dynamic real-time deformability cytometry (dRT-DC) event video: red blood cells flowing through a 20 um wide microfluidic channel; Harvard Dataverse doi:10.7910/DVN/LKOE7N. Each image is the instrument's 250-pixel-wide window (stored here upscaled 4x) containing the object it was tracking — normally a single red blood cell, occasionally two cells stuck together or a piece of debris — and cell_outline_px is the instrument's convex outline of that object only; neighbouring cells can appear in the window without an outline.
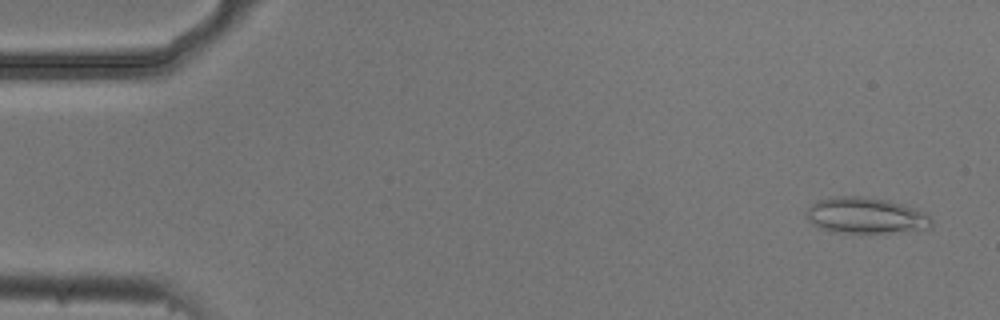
{"species": "common noctule bat (a hibernating species)", "species_latin": "Nyctalus noctula", "temperature_condition": "cold", "stored_images_in_passage": 6, "camera_frame_rate_fps": 3000, "um_per_image_px": 0.085, "animal": {"sex": "male", "body_mass_g": 20.5, "forearm_length_mm": 52.5}, "frame": {"image": 1, "passage_image": 1, "time_ms": 0.0, "image_size_px": [1000, 320], "cell_outline_px": [[932, 228], [888, 232], [832, 232], [820, 228], [812, 224], [808, 220], [804, 212], [816, 200], [832, 196], [860, 196], [888, 200], [916, 208], [928, 212], [932, 220]], "centroid_in_image_um": [73.58, 18.3], "position_along_channel_um": 11.4, "area_um2": 26.47}}